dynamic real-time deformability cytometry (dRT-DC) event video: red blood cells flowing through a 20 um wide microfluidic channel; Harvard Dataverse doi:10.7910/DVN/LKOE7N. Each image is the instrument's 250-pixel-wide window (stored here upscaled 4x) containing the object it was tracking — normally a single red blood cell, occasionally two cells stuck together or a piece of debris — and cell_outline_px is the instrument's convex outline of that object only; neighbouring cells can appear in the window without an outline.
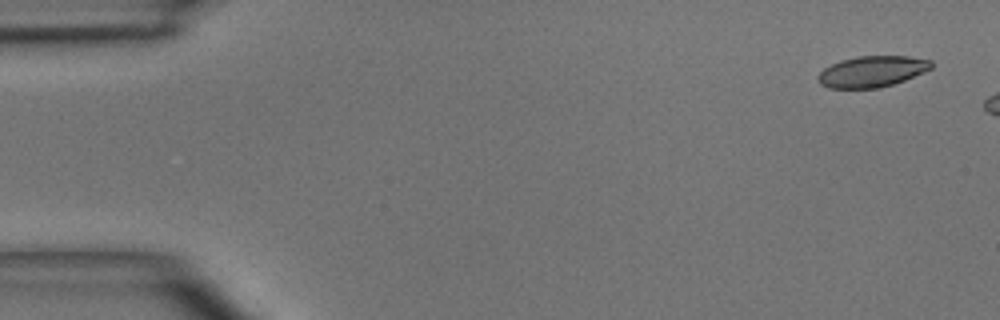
{"species": "common noctule bat (a hibernating species)", "species_latin": "Nyctalus noctula", "temperature_condition": "room temperature", "stored_images_in_passage": 3, "camera_frame_rate_fps": 3000, "um_per_image_px": 0.085, "animal": {"sex": "male", "body_mass_g": 15.6}, "frame": {"image": 1, "passage_image": 1, "time_ms": 0.0, "image_size_px": [1000, 320], "cell_outline_px": [[932, 68], [904, 80], [880, 88], [828, 88], [820, 84], [816, 80], [816, 76], [824, 68], [840, 60], [860, 56], [908, 56], [932, 60]], "centroid_in_image_um": [74.09, 6.08], "position_along_channel_um": 10.9, "area_um2": 20.52}}